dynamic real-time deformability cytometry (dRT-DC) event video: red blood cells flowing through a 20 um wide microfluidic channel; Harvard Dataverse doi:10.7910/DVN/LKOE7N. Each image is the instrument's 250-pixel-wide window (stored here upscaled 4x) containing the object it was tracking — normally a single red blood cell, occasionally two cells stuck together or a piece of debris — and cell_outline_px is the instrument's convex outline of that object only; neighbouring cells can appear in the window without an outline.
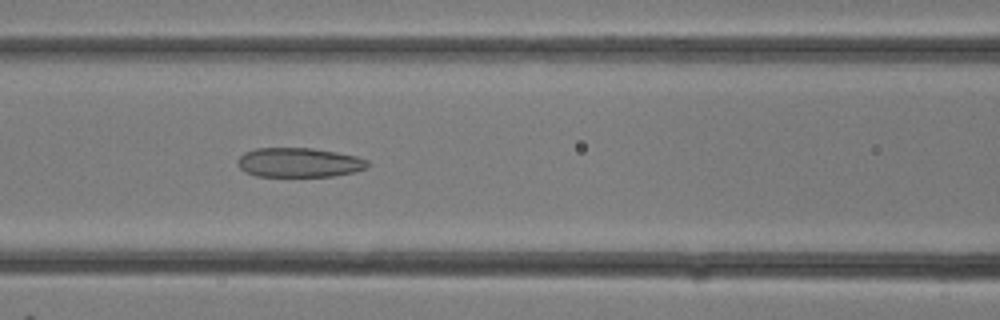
{"species": "common noctule bat (a hibernating species)", "species_latin": "Nyctalus noctula", "temperature_condition": "room temperature", "stored_images_in_passage": 29, "camera_frame_rate_fps": 3000, "um_per_image_px": 0.085, "animal": {"sex": "female"}, "frame": {"image": 1, "passage_image": 13, "time_ms": 4.0, "image_size_px": [1000, 320], "cell_outline_px": [[368, 168], [352, 172], [332, 176], [256, 176], [244, 172], [236, 164], [236, 160], [244, 152], [256, 148], [312, 148], [336, 152], [356, 156], [368, 160]], "centroid_in_image_um": [25.38, 13.81], "position_along_channel_um": 141.2, "area_um2": 22.37}}
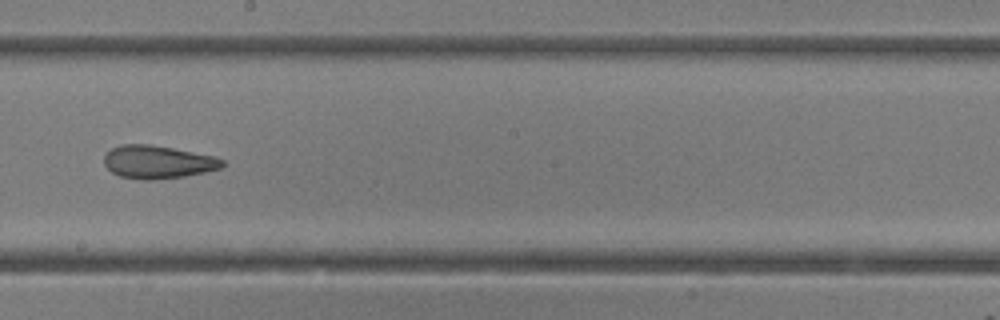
{"frame": {"image": 2, "passage_image": 17, "time_ms": 5.333, "image_size_px": [1000, 320], "cell_outline_px": [[228, 164], [220, 168], [204, 172], [184, 176], [152, 180], [144, 180], [120, 176], [112, 172], [104, 164], [104, 156], [112, 148], [120, 144], [148, 144], [172, 148], [216, 156], [224, 160]], "centroid_in_image_um": [13.44, 13.77], "position_along_channel_um": 234.8, "area_um2": 22.77}}
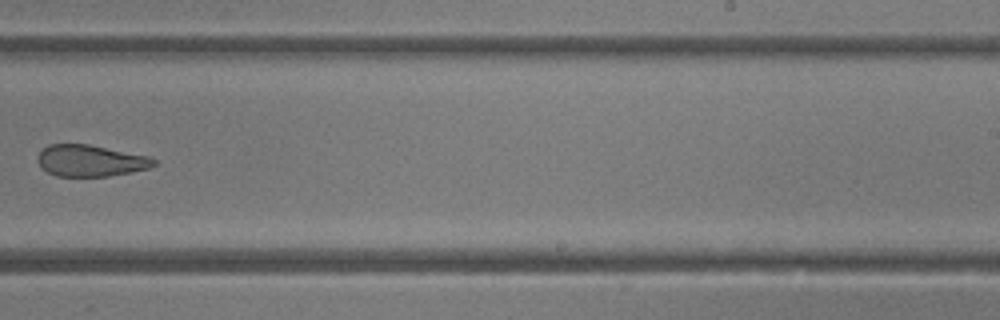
{"frame": {"image": 3, "passage_image": 19, "time_ms": 6.0, "image_size_px": [1000, 320], "cell_outline_px": [[156, 164], [148, 168], [108, 176], [56, 176], [48, 172], [40, 164], [40, 152], [48, 144], [88, 144], [148, 156], [156, 160]], "centroid_in_image_um": [7.71, 13.65], "position_along_channel_um": 281.3, "area_um2": 20.87}}